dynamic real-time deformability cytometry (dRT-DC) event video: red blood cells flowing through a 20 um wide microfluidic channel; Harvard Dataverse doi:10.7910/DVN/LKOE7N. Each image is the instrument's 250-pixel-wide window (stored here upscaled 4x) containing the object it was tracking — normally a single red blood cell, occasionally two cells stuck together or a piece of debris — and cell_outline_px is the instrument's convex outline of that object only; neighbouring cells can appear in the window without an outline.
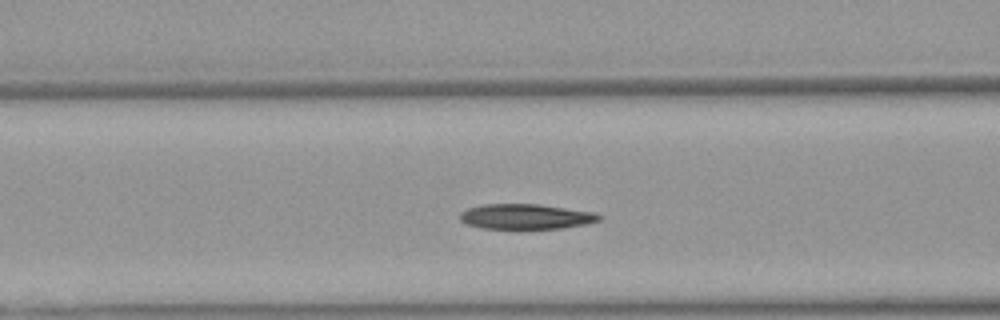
{"species": "Egyptian fruit bat (a non-hibernating species)", "species_latin": "Rousettus aegyptiacus", "temperature_condition": "warm", "stored_images_in_passage": 38, "camera_frame_rate_fps": 3000, "um_per_image_px": 0.085, "animal": {"sex": "female"}, "frame": {"image": 1, "passage_image": 14, "time_ms": 4.333, "image_size_px": [1000, 320], "cell_outline_px": [[600, 220], [588, 224], [560, 228], [520, 232], [516, 232], [480, 228], [464, 224], [460, 220], [460, 212], [468, 208], [484, 204], [540, 204], [596, 212], [600, 216]], "centroid_in_image_um": [44.66, 18.46], "position_along_channel_um": 121.9, "area_um2": 21.68}}
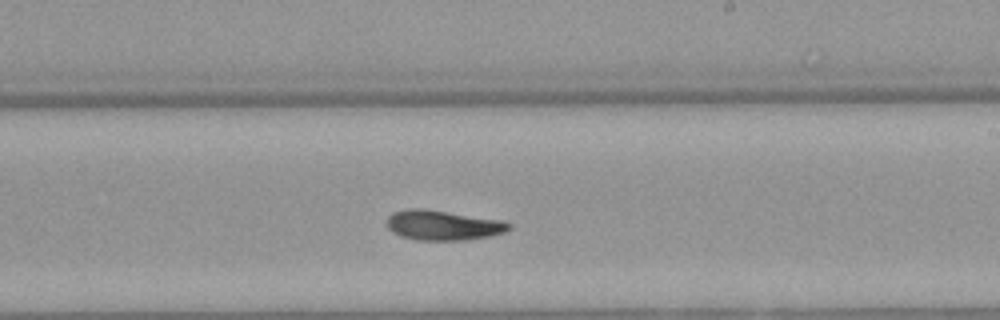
{"frame": {"image": 2, "passage_image": 24, "time_ms": 7.667, "image_size_px": [1000, 320], "cell_outline_px": [[512, 228], [508, 232], [492, 236], [468, 240], [416, 240], [400, 236], [392, 232], [388, 228], [388, 216], [392, 212], [408, 208], [424, 208], [500, 220], [512, 224]], "centroid_in_image_um": [37.68, 19.15], "position_along_channel_um": 251.3, "area_um2": 21.56}}
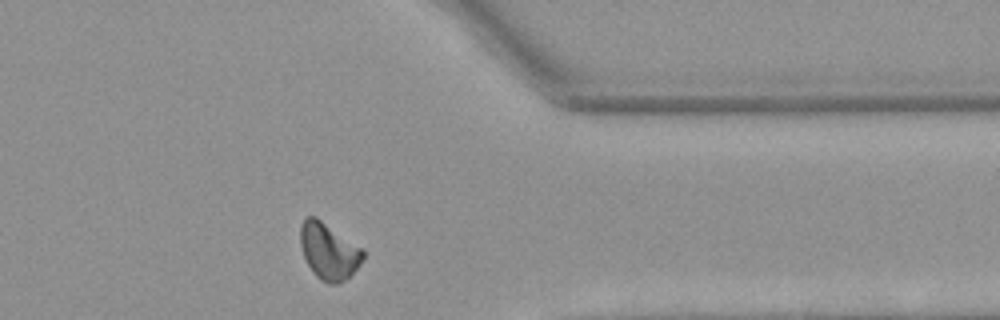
{"frame": {"image": 3, "passage_image": 35, "time_ms": 11.333, "image_size_px": [1000, 320], "cell_outline_px": [[364, 256], [360, 264], [344, 280], [336, 284], [328, 284], [320, 280], [312, 272], [304, 256], [300, 244], [300, 224], [304, 216], [316, 216], [364, 248]], "centroid_in_image_um": [27.93, 21.31], "position_along_channel_um": 383.5, "area_um2": 20.87}, "authors_computed_cell_mechanics": {"area_um2": 20.9236, "velocity_mm_per_s": 3.903, "shape_relaxation_time_tau1_ms": 8.039, "shape_relaxation_time_tau2_ms": null, "deformation_change_tau1": 0.2013, "deformation_change_tau2": null}}